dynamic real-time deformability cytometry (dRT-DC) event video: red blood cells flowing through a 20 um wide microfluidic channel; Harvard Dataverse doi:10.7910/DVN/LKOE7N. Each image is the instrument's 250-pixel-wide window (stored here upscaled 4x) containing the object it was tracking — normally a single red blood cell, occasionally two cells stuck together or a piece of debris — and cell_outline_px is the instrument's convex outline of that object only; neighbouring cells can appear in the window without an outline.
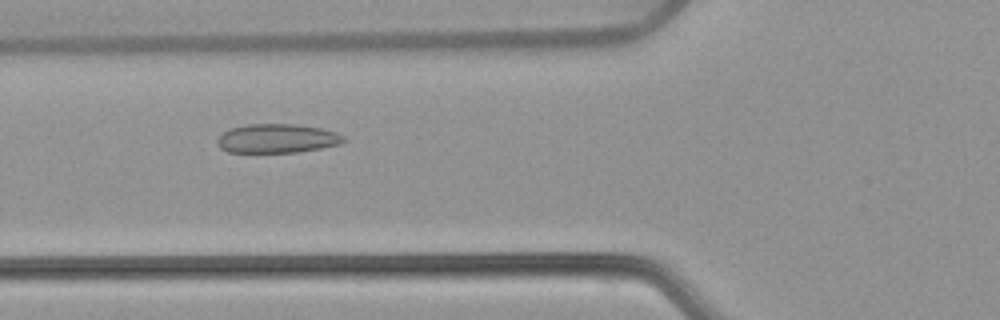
{"species": "common noctule bat (a hibernating species)", "species_latin": "Nyctalus noctula", "temperature_condition": "warm", "stored_images_in_passage": 53, "camera_frame_rate_fps": 3000, "um_per_image_px": 0.085, "animal": {"sex": "female", "body_mass_g": 22.7, "forearm_length_mm": 54.2}, "frame": {"image": 1, "passage_image": 20, "time_ms": 6.333, "image_size_px": [1000, 320], "cell_outline_px": [[348, 140], [340, 144], [320, 148], [296, 152], [228, 152], [220, 148], [216, 140], [224, 132], [232, 128], [248, 124], [296, 124], [320, 128], [336, 132], [344, 136]], "centroid_in_image_um": [23.58, 11.77], "position_along_channel_um": 102.2, "area_um2": 21.27}}
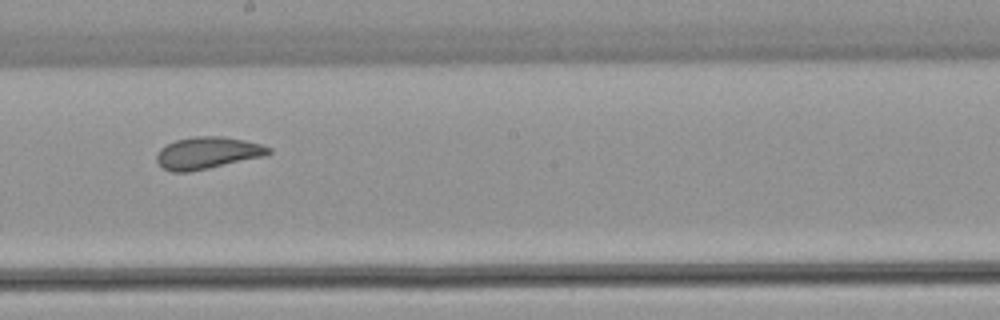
{"frame": {"image": 2, "passage_image": 30, "time_ms": 9.667, "image_size_px": [1000, 320], "cell_outline_px": [[272, 152], [268, 156], [188, 172], [172, 172], [164, 168], [156, 160], [156, 156], [160, 148], [176, 140], [196, 136], [224, 136], [244, 140], [260, 144], [272, 148]], "centroid_in_image_um": [17.68, 13.0], "position_along_channel_um": 230.5, "area_um2": 20.92}}
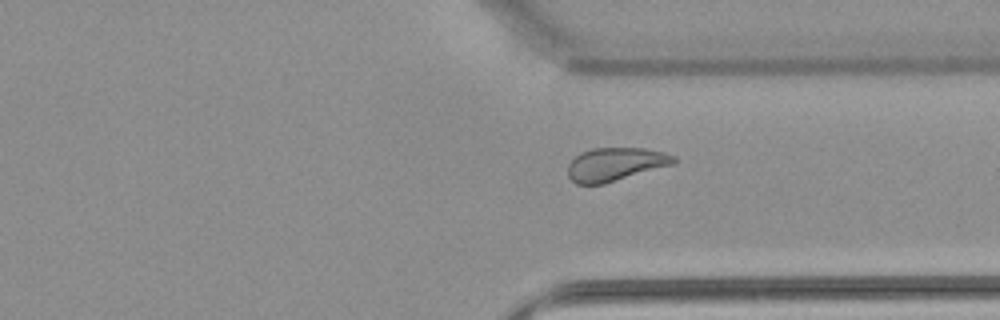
{"frame": {"image": 3, "passage_image": 40, "time_ms": 13.0, "image_size_px": [1000, 320], "cell_outline_px": [[676, 164], [604, 184], [576, 184], [568, 176], [568, 164], [580, 152], [592, 148], [644, 148], [664, 152], [676, 156]], "centroid_in_image_um": [52.34, 13.96], "position_along_channel_um": 359.1, "area_um2": 20.81}, "authors_computed_cell_mechanics": {"area_um2": 22.1952, "velocity_mm_per_s": 3.8525, "shape_relaxation_time_tau1_ms": 5.8002, "shape_relaxation_time_tau2_ms": 1.2369, "deformation_change_tau1": 0.12, "deformation_change_tau2": 0.0821}}